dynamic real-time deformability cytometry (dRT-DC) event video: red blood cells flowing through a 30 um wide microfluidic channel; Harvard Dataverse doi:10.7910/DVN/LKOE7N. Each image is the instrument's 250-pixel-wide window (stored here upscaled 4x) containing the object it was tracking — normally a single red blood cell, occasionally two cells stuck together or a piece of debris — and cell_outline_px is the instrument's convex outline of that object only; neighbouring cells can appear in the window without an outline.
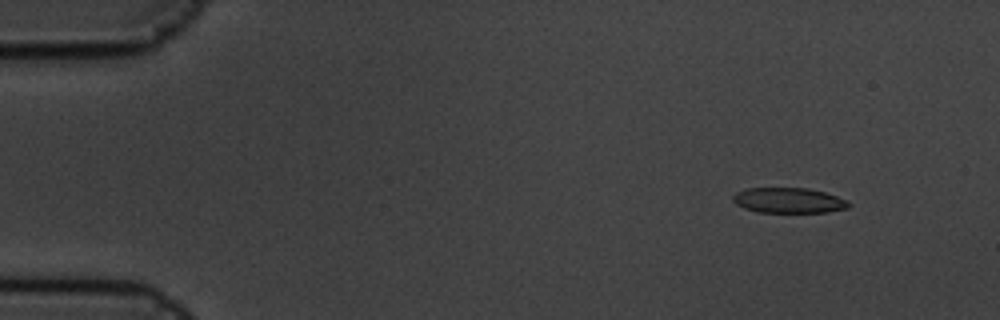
{"species": "common noctule bat (a hibernating species)", "species_latin": "Nyctalus noctula", "temperature_condition": "cold", "stored_images_in_passage": 6, "camera_frame_rate_fps": 3000, "um_per_image_px": 0.085, "animal": {"sex": "male", "body_mass_g": 19.5, "forearm_length_mm": 54.6}, "frame": {"image": 1, "passage_image": 2, "time_ms": 0.333, "image_size_px": [1000, 320], "cell_outline_px": [[852, 204], [848, 208], [828, 212], [756, 212], [744, 208], [736, 204], [732, 200], [732, 196], [736, 192], [744, 188], [808, 188], [824, 192], [848, 200]], "centroid_in_image_um": [67.03, 17.03], "position_along_channel_um": 18.0, "area_um2": 17.22}}
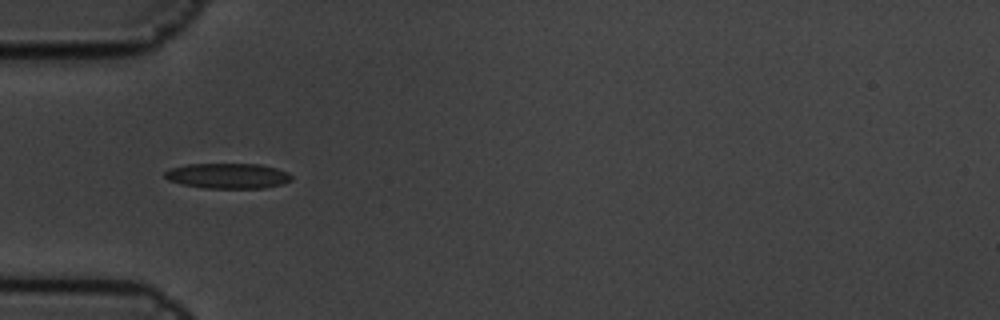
{"frame": {"image": 2, "passage_image": 5, "time_ms": 1.333, "image_size_px": [1000, 320], "cell_outline_px": [[292, 180], [284, 184], [264, 188], [204, 188], [184, 184], [168, 180], [164, 176], [164, 172], [168, 168], [184, 164], [260, 164], [276, 168], [288, 172], [292, 176]], "centroid_in_image_um": [19.37, 14.94], "position_along_channel_um": 65.6, "area_um2": 18.84}}
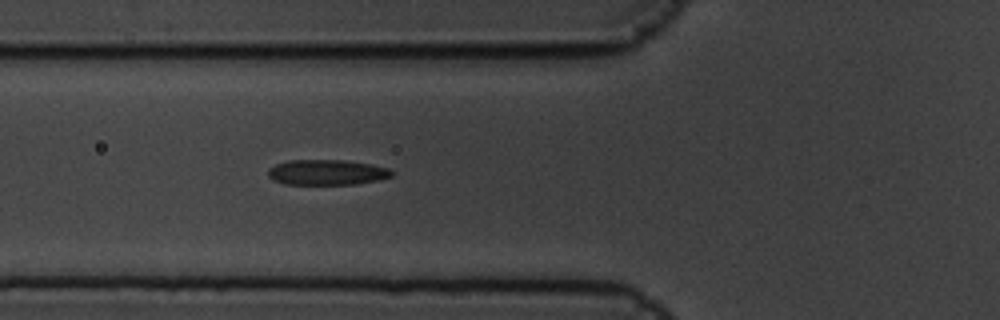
{"frame": {"image": 3, "passage_image": 6, "time_ms": 1.667, "image_size_px": [1000, 320], "cell_outline_px": [[392, 176], [380, 180], [356, 184], [284, 184], [272, 180], [268, 176], [268, 168], [276, 164], [288, 160], [344, 160], [372, 164], [388, 168], [392, 172]], "centroid_in_image_um": [27.77, 14.65], "position_along_channel_um": 98.0, "area_um2": 18.38}}